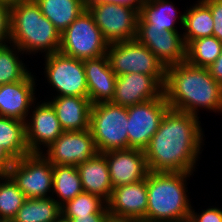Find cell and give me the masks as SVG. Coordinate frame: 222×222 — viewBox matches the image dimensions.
<instances>
[{
  "label": "cell",
  "mask_w": 222,
  "mask_h": 222,
  "mask_svg": "<svg viewBox=\"0 0 222 222\" xmlns=\"http://www.w3.org/2000/svg\"><path fill=\"white\" fill-rule=\"evenodd\" d=\"M86 8L109 44L136 39L138 9L102 2H86Z\"/></svg>",
  "instance_id": "ba28073f"
},
{
  "label": "cell",
  "mask_w": 222,
  "mask_h": 222,
  "mask_svg": "<svg viewBox=\"0 0 222 222\" xmlns=\"http://www.w3.org/2000/svg\"><path fill=\"white\" fill-rule=\"evenodd\" d=\"M10 21L11 43L23 53L59 52L61 33L42 14L35 0H23L12 6Z\"/></svg>",
  "instance_id": "277c9868"
},
{
  "label": "cell",
  "mask_w": 222,
  "mask_h": 222,
  "mask_svg": "<svg viewBox=\"0 0 222 222\" xmlns=\"http://www.w3.org/2000/svg\"><path fill=\"white\" fill-rule=\"evenodd\" d=\"M107 222H144V221L138 218L117 217L109 215L107 218Z\"/></svg>",
  "instance_id": "f35d334b"
},
{
  "label": "cell",
  "mask_w": 222,
  "mask_h": 222,
  "mask_svg": "<svg viewBox=\"0 0 222 222\" xmlns=\"http://www.w3.org/2000/svg\"><path fill=\"white\" fill-rule=\"evenodd\" d=\"M62 217L89 216L109 213L107 202L97 195L82 192L61 206Z\"/></svg>",
  "instance_id": "4dcf8cb0"
},
{
  "label": "cell",
  "mask_w": 222,
  "mask_h": 222,
  "mask_svg": "<svg viewBox=\"0 0 222 222\" xmlns=\"http://www.w3.org/2000/svg\"><path fill=\"white\" fill-rule=\"evenodd\" d=\"M64 131L89 129L92 104L88 97L59 96L48 101Z\"/></svg>",
  "instance_id": "ffe728a7"
},
{
  "label": "cell",
  "mask_w": 222,
  "mask_h": 222,
  "mask_svg": "<svg viewBox=\"0 0 222 222\" xmlns=\"http://www.w3.org/2000/svg\"><path fill=\"white\" fill-rule=\"evenodd\" d=\"M214 20L210 8L202 1L190 6L184 12V23L181 29L186 46L195 39L213 36Z\"/></svg>",
  "instance_id": "cb8c5ba5"
},
{
  "label": "cell",
  "mask_w": 222,
  "mask_h": 222,
  "mask_svg": "<svg viewBox=\"0 0 222 222\" xmlns=\"http://www.w3.org/2000/svg\"><path fill=\"white\" fill-rule=\"evenodd\" d=\"M109 213H96L89 216L62 217V222H107Z\"/></svg>",
  "instance_id": "e575fe53"
},
{
  "label": "cell",
  "mask_w": 222,
  "mask_h": 222,
  "mask_svg": "<svg viewBox=\"0 0 222 222\" xmlns=\"http://www.w3.org/2000/svg\"><path fill=\"white\" fill-rule=\"evenodd\" d=\"M21 1L23 0H0V3H3L5 5L12 7L14 5H17Z\"/></svg>",
  "instance_id": "ab89813d"
},
{
  "label": "cell",
  "mask_w": 222,
  "mask_h": 222,
  "mask_svg": "<svg viewBox=\"0 0 222 222\" xmlns=\"http://www.w3.org/2000/svg\"><path fill=\"white\" fill-rule=\"evenodd\" d=\"M106 55L116 76L135 72L151 76H166L164 65L137 39L109 44Z\"/></svg>",
  "instance_id": "9c48e42d"
},
{
  "label": "cell",
  "mask_w": 222,
  "mask_h": 222,
  "mask_svg": "<svg viewBox=\"0 0 222 222\" xmlns=\"http://www.w3.org/2000/svg\"><path fill=\"white\" fill-rule=\"evenodd\" d=\"M84 192L79 172L74 165H53L52 197L60 206ZM59 197V198H58Z\"/></svg>",
  "instance_id": "4316f807"
},
{
  "label": "cell",
  "mask_w": 222,
  "mask_h": 222,
  "mask_svg": "<svg viewBox=\"0 0 222 222\" xmlns=\"http://www.w3.org/2000/svg\"><path fill=\"white\" fill-rule=\"evenodd\" d=\"M207 69L213 78L222 85V51L216 61Z\"/></svg>",
  "instance_id": "8d00e7d4"
},
{
  "label": "cell",
  "mask_w": 222,
  "mask_h": 222,
  "mask_svg": "<svg viewBox=\"0 0 222 222\" xmlns=\"http://www.w3.org/2000/svg\"><path fill=\"white\" fill-rule=\"evenodd\" d=\"M26 199L8 174L0 176V219L13 220Z\"/></svg>",
  "instance_id": "f546056e"
},
{
  "label": "cell",
  "mask_w": 222,
  "mask_h": 222,
  "mask_svg": "<svg viewBox=\"0 0 222 222\" xmlns=\"http://www.w3.org/2000/svg\"><path fill=\"white\" fill-rule=\"evenodd\" d=\"M23 52L10 43L0 47V86L23 80L30 71L19 58Z\"/></svg>",
  "instance_id": "f1b7e54d"
},
{
  "label": "cell",
  "mask_w": 222,
  "mask_h": 222,
  "mask_svg": "<svg viewBox=\"0 0 222 222\" xmlns=\"http://www.w3.org/2000/svg\"><path fill=\"white\" fill-rule=\"evenodd\" d=\"M46 101L41 104L38 102L36 106L33 103L35 109L31 107L32 115L29 114L25 122L26 143L30 153H43V148L49 147L64 132L54 108Z\"/></svg>",
  "instance_id": "9a60e30c"
},
{
  "label": "cell",
  "mask_w": 222,
  "mask_h": 222,
  "mask_svg": "<svg viewBox=\"0 0 222 222\" xmlns=\"http://www.w3.org/2000/svg\"><path fill=\"white\" fill-rule=\"evenodd\" d=\"M84 192L97 195L109 201L113 186L110 179L108 163L103 153H97L88 161L76 166Z\"/></svg>",
  "instance_id": "44dd1931"
},
{
  "label": "cell",
  "mask_w": 222,
  "mask_h": 222,
  "mask_svg": "<svg viewBox=\"0 0 222 222\" xmlns=\"http://www.w3.org/2000/svg\"><path fill=\"white\" fill-rule=\"evenodd\" d=\"M178 222H196L191 216L181 219Z\"/></svg>",
  "instance_id": "60d3db41"
},
{
  "label": "cell",
  "mask_w": 222,
  "mask_h": 222,
  "mask_svg": "<svg viewBox=\"0 0 222 222\" xmlns=\"http://www.w3.org/2000/svg\"><path fill=\"white\" fill-rule=\"evenodd\" d=\"M190 216L196 222H222V208L211 206L206 210H202L201 213L195 212L193 207L191 208Z\"/></svg>",
  "instance_id": "836d02e7"
},
{
  "label": "cell",
  "mask_w": 222,
  "mask_h": 222,
  "mask_svg": "<svg viewBox=\"0 0 222 222\" xmlns=\"http://www.w3.org/2000/svg\"><path fill=\"white\" fill-rule=\"evenodd\" d=\"M169 109L164 94L160 98L127 107L128 148L144 150Z\"/></svg>",
  "instance_id": "8fae6325"
},
{
  "label": "cell",
  "mask_w": 222,
  "mask_h": 222,
  "mask_svg": "<svg viewBox=\"0 0 222 222\" xmlns=\"http://www.w3.org/2000/svg\"><path fill=\"white\" fill-rule=\"evenodd\" d=\"M8 175L27 199L52 197L49 195L53 191V164L42 153L15 160Z\"/></svg>",
  "instance_id": "52a82bcc"
},
{
  "label": "cell",
  "mask_w": 222,
  "mask_h": 222,
  "mask_svg": "<svg viewBox=\"0 0 222 222\" xmlns=\"http://www.w3.org/2000/svg\"><path fill=\"white\" fill-rule=\"evenodd\" d=\"M209 8L213 16V36L222 42V0H202Z\"/></svg>",
  "instance_id": "d6a6232c"
},
{
  "label": "cell",
  "mask_w": 222,
  "mask_h": 222,
  "mask_svg": "<svg viewBox=\"0 0 222 222\" xmlns=\"http://www.w3.org/2000/svg\"><path fill=\"white\" fill-rule=\"evenodd\" d=\"M87 0H35L42 14L62 33L86 9Z\"/></svg>",
  "instance_id": "603a6c76"
},
{
  "label": "cell",
  "mask_w": 222,
  "mask_h": 222,
  "mask_svg": "<svg viewBox=\"0 0 222 222\" xmlns=\"http://www.w3.org/2000/svg\"><path fill=\"white\" fill-rule=\"evenodd\" d=\"M136 39L149 48L165 68L186 61V44L178 31L151 28L139 17Z\"/></svg>",
  "instance_id": "7c38bea8"
},
{
  "label": "cell",
  "mask_w": 222,
  "mask_h": 222,
  "mask_svg": "<svg viewBox=\"0 0 222 222\" xmlns=\"http://www.w3.org/2000/svg\"><path fill=\"white\" fill-rule=\"evenodd\" d=\"M139 17L151 28L163 31H178L175 26L177 19L182 26L184 23V12L177 17V10L169 0H144Z\"/></svg>",
  "instance_id": "7402d4cb"
},
{
  "label": "cell",
  "mask_w": 222,
  "mask_h": 222,
  "mask_svg": "<svg viewBox=\"0 0 222 222\" xmlns=\"http://www.w3.org/2000/svg\"><path fill=\"white\" fill-rule=\"evenodd\" d=\"M98 153L90 129L64 131L42 153L53 165H74L88 161Z\"/></svg>",
  "instance_id": "5bb4252c"
},
{
  "label": "cell",
  "mask_w": 222,
  "mask_h": 222,
  "mask_svg": "<svg viewBox=\"0 0 222 222\" xmlns=\"http://www.w3.org/2000/svg\"><path fill=\"white\" fill-rule=\"evenodd\" d=\"M166 76L128 73L117 76L112 103L130 107L160 98L164 94Z\"/></svg>",
  "instance_id": "4fadbf2b"
},
{
  "label": "cell",
  "mask_w": 222,
  "mask_h": 222,
  "mask_svg": "<svg viewBox=\"0 0 222 222\" xmlns=\"http://www.w3.org/2000/svg\"><path fill=\"white\" fill-rule=\"evenodd\" d=\"M200 125L199 116L169 109L144 149L149 171L193 173L205 145Z\"/></svg>",
  "instance_id": "6da1fadb"
},
{
  "label": "cell",
  "mask_w": 222,
  "mask_h": 222,
  "mask_svg": "<svg viewBox=\"0 0 222 222\" xmlns=\"http://www.w3.org/2000/svg\"><path fill=\"white\" fill-rule=\"evenodd\" d=\"M11 7L0 3V47L11 43Z\"/></svg>",
  "instance_id": "1f68e13d"
},
{
  "label": "cell",
  "mask_w": 222,
  "mask_h": 222,
  "mask_svg": "<svg viewBox=\"0 0 222 222\" xmlns=\"http://www.w3.org/2000/svg\"><path fill=\"white\" fill-rule=\"evenodd\" d=\"M0 222H13V220L0 219Z\"/></svg>",
  "instance_id": "b9f144b4"
},
{
  "label": "cell",
  "mask_w": 222,
  "mask_h": 222,
  "mask_svg": "<svg viewBox=\"0 0 222 222\" xmlns=\"http://www.w3.org/2000/svg\"><path fill=\"white\" fill-rule=\"evenodd\" d=\"M0 146L15 160L30 154L26 143L25 122L0 116Z\"/></svg>",
  "instance_id": "484cf974"
},
{
  "label": "cell",
  "mask_w": 222,
  "mask_h": 222,
  "mask_svg": "<svg viewBox=\"0 0 222 222\" xmlns=\"http://www.w3.org/2000/svg\"><path fill=\"white\" fill-rule=\"evenodd\" d=\"M31 72L23 79L0 86V116L26 122L30 108L36 103V78Z\"/></svg>",
  "instance_id": "e0dca14e"
},
{
  "label": "cell",
  "mask_w": 222,
  "mask_h": 222,
  "mask_svg": "<svg viewBox=\"0 0 222 222\" xmlns=\"http://www.w3.org/2000/svg\"><path fill=\"white\" fill-rule=\"evenodd\" d=\"M144 0H87L86 2H102V3H113L119 5H126L136 8L140 11Z\"/></svg>",
  "instance_id": "74e56055"
},
{
  "label": "cell",
  "mask_w": 222,
  "mask_h": 222,
  "mask_svg": "<svg viewBox=\"0 0 222 222\" xmlns=\"http://www.w3.org/2000/svg\"><path fill=\"white\" fill-rule=\"evenodd\" d=\"M44 74L59 96L88 97L83 60L56 52L44 55Z\"/></svg>",
  "instance_id": "30bf717a"
},
{
  "label": "cell",
  "mask_w": 222,
  "mask_h": 222,
  "mask_svg": "<svg viewBox=\"0 0 222 222\" xmlns=\"http://www.w3.org/2000/svg\"><path fill=\"white\" fill-rule=\"evenodd\" d=\"M108 45L86 8L61 33L59 52L80 60L96 59L106 55Z\"/></svg>",
  "instance_id": "8992f818"
},
{
  "label": "cell",
  "mask_w": 222,
  "mask_h": 222,
  "mask_svg": "<svg viewBox=\"0 0 222 222\" xmlns=\"http://www.w3.org/2000/svg\"><path fill=\"white\" fill-rule=\"evenodd\" d=\"M61 206L53 197L26 199L13 222H59Z\"/></svg>",
  "instance_id": "d4e9b609"
},
{
  "label": "cell",
  "mask_w": 222,
  "mask_h": 222,
  "mask_svg": "<svg viewBox=\"0 0 222 222\" xmlns=\"http://www.w3.org/2000/svg\"><path fill=\"white\" fill-rule=\"evenodd\" d=\"M164 95L173 110L196 116L201 108L222 113V85L207 68L186 61L166 68Z\"/></svg>",
  "instance_id": "7a4b0ae2"
},
{
  "label": "cell",
  "mask_w": 222,
  "mask_h": 222,
  "mask_svg": "<svg viewBox=\"0 0 222 222\" xmlns=\"http://www.w3.org/2000/svg\"><path fill=\"white\" fill-rule=\"evenodd\" d=\"M107 207L109 215L143 220L147 210V177L113 188Z\"/></svg>",
  "instance_id": "ac0fdd59"
},
{
  "label": "cell",
  "mask_w": 222,
  "mask_h": 222,
  "mask_svg": "<svg viewBox=\"0 0 222 222\" xmlns=\"http://www.w3.org/2000/svg\"><path fill=\"white\" fill-rule=\"evenodd\" d=\"M188 172H152L147 175V210L144 222H178L190 216Z\"/></svg>",
  "instance_id": "3957f363"
},
{
  "label": "cell",
  "mask_w": 222,
  "mask_h": 222,
  "mask_svg": "<svg viewBox=\"0 0 222 222\" xmlns=\"http://www.w3.org/2000/svg\"><path fill=\"white\" fill-rule=\"evenodd\" d=\"M127 107L110 102L92 104L89 129L98 153L128 148Z\"/></svg>",
  "instance_id": "5b68a950"
},
{
  "label": "cell",
  "mask_w": 222,
  "mask_h": 222,
  "mask_svg": "<svg viewBox=\"0 0 222 222\" xmlns=\"http://www.w3.org/2000/svg\"><path fill=\"white\" fill-rule=\"evenodd\" d=\"M221 51L222 42L215 36L195 39L186 46V62L195 67L208 68Z\"/></svg>",
  "instance_id": "83f0119b"
},
{
  "label": "cell",
  "mask_w": 222,
  "mask_h": 222,
  "mask_svg": "<svg viewBox=\"0 0 222 222\" xmlns=\"http://www.w3.org/2000/svg\"><path fill=\"white\" fill-rule=\"evenodd\" d=\"M14 161L15 159L2 146H0V174H8Z\"/></svg>",
  "instance_id": "d590c367"
},
{
  "label": "cell",
  "mask_w": 222,
  "mask_h": 222,
  "mask_svg": "<svg viewBox=\"0 0 222 222\" xmlns=\"http://www.w3.org/2000/svg\"><path fill=\"white\" fill-rule=\"evenodd\" d=\"M91 104L110 102L113 99L117 76L111 69L108 56L83 60Z\"/></svg>",
  "instance_id": "d6986e66"
},
{
  "label": "cell",
  "mask_w": 222,
  "mask_h": 222,
  "mask_svg": "<svg viewBox=\"0 0 222 222\" xmlns=\"http://www.w3.org/2000/svg\"><path fill=\"white\" fill-rule=\"evenodd\" d=\"M103 154L108 163L113 188L146 179L150 172L144 150L127 148Z\"/></svg>",
  "instance_id": "2e32d148"
}]
</instances>
